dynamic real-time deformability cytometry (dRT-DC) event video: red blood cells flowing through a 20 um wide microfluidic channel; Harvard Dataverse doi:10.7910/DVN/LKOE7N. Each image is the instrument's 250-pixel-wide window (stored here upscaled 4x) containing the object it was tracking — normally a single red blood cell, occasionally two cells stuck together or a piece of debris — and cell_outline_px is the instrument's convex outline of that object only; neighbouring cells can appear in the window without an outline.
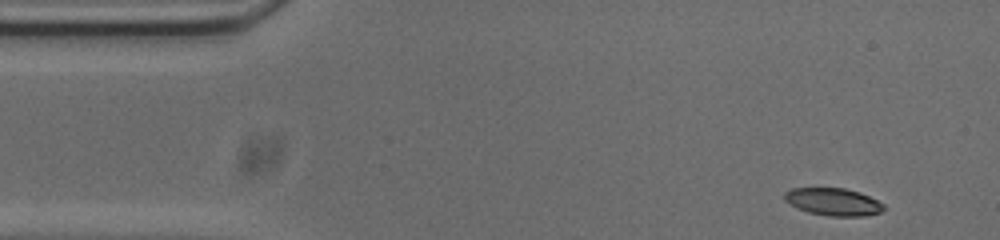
{"species": "common noctule bat (a hibernating species)", "species_latin": "Nyctalus noctula", "temperature_condition": "cold", "stored_images_in_passage": 50, "camera_frame_rate_fps": 3000, "um_per_image_px": 0.085, "animal": {"sex": "male", "body_mass_g": 20.0, "forearm_length_mm": 53.3}, "frame": {"image": 1, "passage_image": 1, "time_ms": 0.0, "image_size_px": [1000, 240], "cell_outline_px": [[884, 208], [880, 212], [864, 216], [828, 216], [808, 212], [796, 208], [784, 200], [784, 192], [792, 188], [844, 188], [860, 192], [884, 204]], "centroid_in_image_um": [70.79, 17.15], "position_along_channel_um": 14.2, "area_um2": 15.9}}
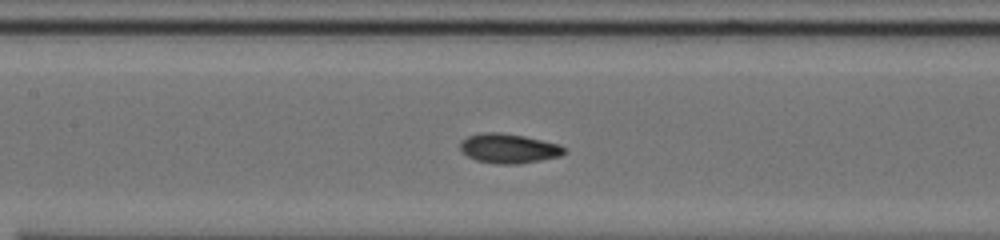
{"frame": {"image": 2, "passage_image": 20, "time_ms": 6.333, "image_size_px": [1000, 240], "cell_outline_px": [[568, 152], [560, 156], [540, 160], [516, 164], [496, 164], [476, 160], [468, 156], [460, 148], [460, 140], [468, 136], [480, 132], [500, 132], [524, 136], [560, 144], [568, 148]], "centroid_in_image_um": [43.27, 12.61], "position_along_channel_um": 164.1, "area_um2": 18.09}}
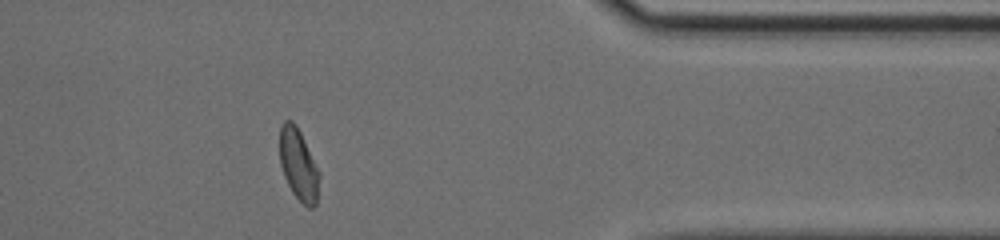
{"frame": {"image": 3, "passage_image": 40, "time_ms": 13.0, "image_size_px": [1000, 240], "cell_outline_px": [[320, 176], [316, 204], [312, 208], [308, 208], [292, 192], [284, 176], [280, 164], [280, 128], [284, 120], [292, 120], [296, 124], [320, 172]], "centroid_in_image_um": [25.38, 13.99], "position_along_channel_um": 386.0, "area_um2": 16.42}, "authors_computed_cell_mechanics": {"area_um2": 16.9932, "velocity_mm_per_s": 3.7298, "shape_relaxation_time_tau1_ms": 3.6145, "shape_relaxation_time_tau2_ms": 1.5388, "deformation_change_tau1": 0.1051, "deformation_change_tau2": 0.0631}}